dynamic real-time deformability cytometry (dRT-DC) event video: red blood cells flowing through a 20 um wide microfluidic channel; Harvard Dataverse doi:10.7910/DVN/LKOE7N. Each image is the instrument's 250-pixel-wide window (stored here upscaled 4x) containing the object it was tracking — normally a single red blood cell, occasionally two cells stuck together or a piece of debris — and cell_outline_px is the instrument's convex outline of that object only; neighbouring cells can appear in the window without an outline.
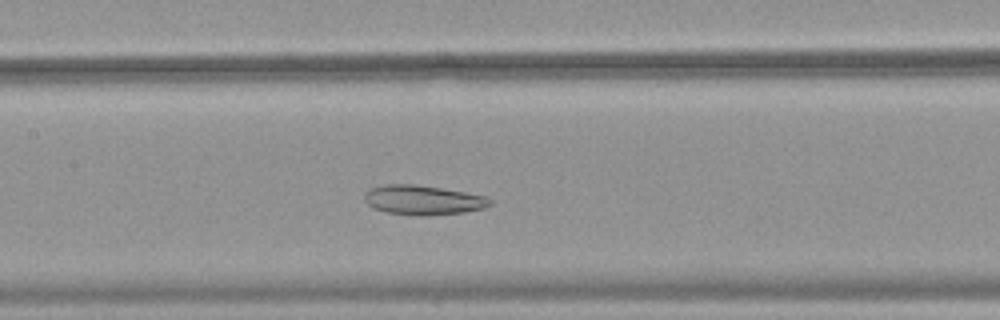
{"species": "common noctule bat (a hibernating species)", "species_latin": "Nyctalus noctula", "temperature_condition": "warm", "stored_images_in_passage": 37, "camera_frame_rate_fps": 3000, "um_per_image_px": 0.085, "animal": {"sex": "female", "body_mass_g": 18.4}, "frame": {"image": 1, "passage_image": 16, "time_ms": 5.0, "image_size_px": [1000, 320], "cell_outline_px": [[492, 204], [484, 208], [464, 212], [424, 216], [420, 216], [384, 212], [372, 208], [364, 200], [364, 192], [368, 188], [384, 184], [412, 184], [440, 188], [464, 192], [484, 196], [492, 200]], "centroid_in_image_um": [35.9, 17.0], "position_along_channel_um": 171.5, "area_um2": 21.73}}
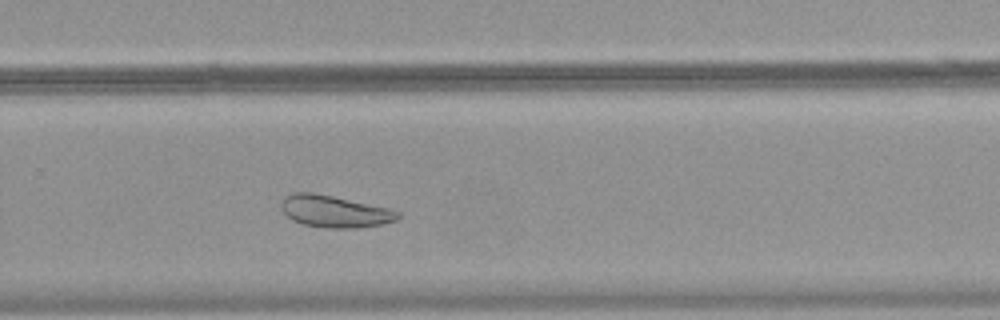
{"frame": {"image": 2, "passage_image": 26, "time_ms": 8.333, "image_size_px": [1000, 320], "cell_outline_px": [[400, 216], [396, 220], [384, 224], [356, 228], [328, 228], [304, 224], [292, 220], [284, 212], [280, 204], [284, 196], [292, 192], [312, 192], [332, 196], [388, 208], [400, 212]], "centroid_in_image_um": [28.43, 17.97], "position_along_channel_um": 301.4, "area_um2": 21.62}}
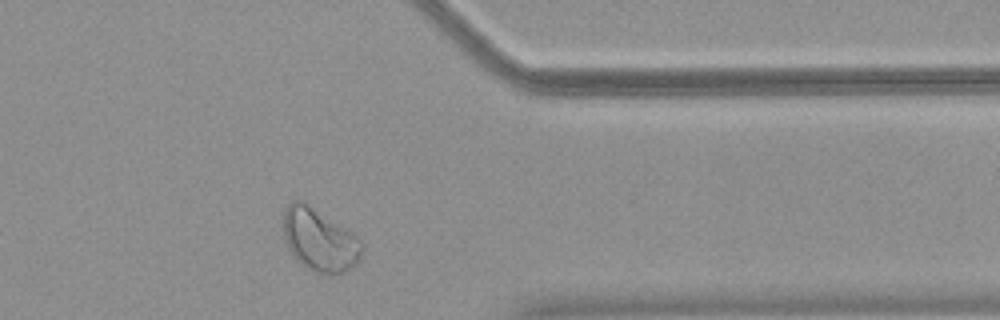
{"frame": {"image": 3, "passage_image": 33, "time_ms": 10.667, "image_size_px": [1000, 320], "cell_outline_px": [[364, 248], [356, 264], [344, 272], [328, 276], [316, 272], [308, 268], [288, 248], [284, 240], [284, 208], [292, 200], [304, 200], [352, 232], [364, 244]], "centroid_in_image_um": [27.18, 20.37], "position_along_channel_um": 384.2, "area_um2": 28.73}}